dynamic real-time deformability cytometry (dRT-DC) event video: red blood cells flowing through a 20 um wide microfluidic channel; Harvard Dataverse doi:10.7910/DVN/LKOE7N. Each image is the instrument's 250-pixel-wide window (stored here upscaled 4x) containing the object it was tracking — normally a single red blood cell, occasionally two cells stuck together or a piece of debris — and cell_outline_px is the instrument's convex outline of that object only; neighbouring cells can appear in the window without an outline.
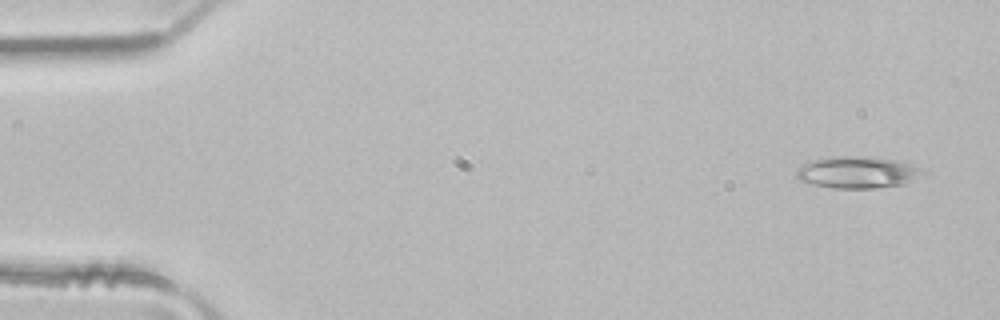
{"species": "common noctule bat (a hibernating species)", "species_latin": "Nyctalus noctula", "temperature_condition": "room temperature", "stored_images_in_passage": 3, "camera_frame_rate_fps": 3000, "um_per_image_px": 0.085, "animal": {"sex": "male", "body_mass_g": 21.5, "forearm_length_mm": 52.0}, "frame": {"image": 1, "passage_image": 1, "time_ms": 0.0, "image_size_px": [1000, 320], "cell_outline_px": [[916, 172], [912, 180], [904, 184], [876, 188], [832, 188], [812, 184], [800, 180], [796, 176], [796, 168], [804, 164], [816, 160], [832, 156], [860, 156], [896, 160], [916, 168]], "centroid_in_image_um": [72.72, 14.66], "position_along_channel_um": 12.3, "area_um2": 22.54}}
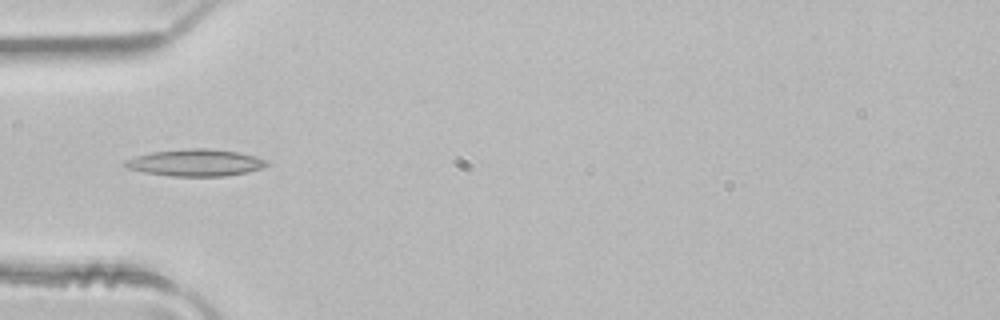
{"frame": {"image": 2, "passage_image": 3, "time_ms": 0.667, "image_size_px": [1000, 320], "cell_outline_px": [[272, 164], [248, 172], [224, 176], [172, 176], [144, 172], [128, 168], [124, 164], [124, 160], [136, 156], [152, 152], [188, 148], [208, 148], [236, 152], [256, 156], [268, 160]], "centroid_in_image_um": [16.66, 13.82], "position_along_channel_um": 68.3, "area_um2": 22.2}}